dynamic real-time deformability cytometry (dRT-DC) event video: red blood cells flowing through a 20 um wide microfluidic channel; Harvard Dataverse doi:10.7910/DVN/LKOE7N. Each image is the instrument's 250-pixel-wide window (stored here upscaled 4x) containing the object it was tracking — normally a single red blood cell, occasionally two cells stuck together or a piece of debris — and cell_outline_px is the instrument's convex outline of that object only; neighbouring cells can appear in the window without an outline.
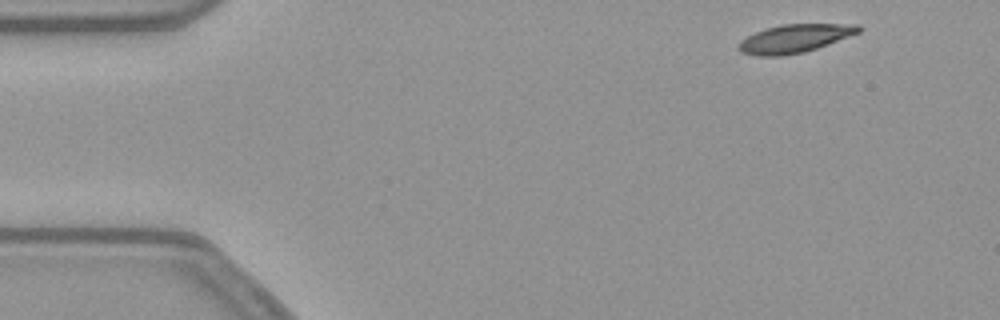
{"species": "common noctule bat (a hibernating species)", "species_latin": "Nyctalus noctula", "temperature_condition": "warm", "stored_images_in_passage": 51, "camera_frame_rate_fps": 3000, "um_per_image_px": 0.085, "animal": {"sex": "female", "body_mass_g": 21.9}, "frame": {"image": 1, "passage_image": 2, "time_ms": 0.333, "image_size_px": [1000, 320], "cell_outline_px": [[860, 32], [828, 44], [804, 52], [780, 56], [756, 56], [740, 52], [736, 48], [740, 40], [764, 28], [780, 24], [860, 24]], "centroid_in_image_um": [67.5, 3.27], "position_along_channel_um": 17.5, "area_um2": 19.83}}
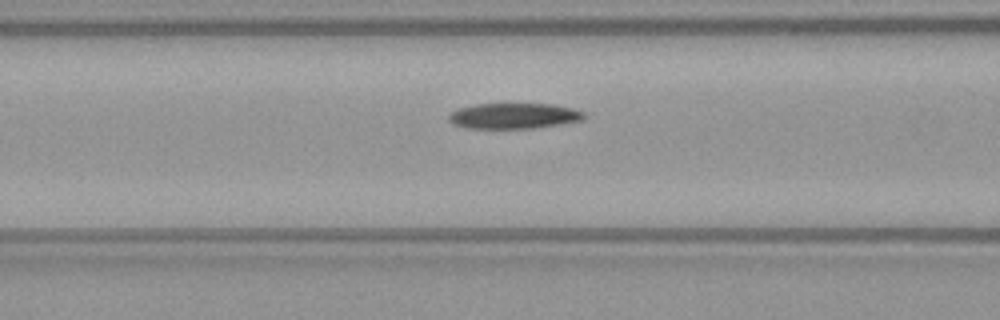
{"frame": {"image": 2, "passage_image": 18, "time_ms": 5.667, "image_size_px": [1000, 320], "cell_outline_px": [[588, 116], [580, 120], [560, 124], [536, 128], [468, 128], [452, 124], [448, 120], [448, 112], [456, 108], [476, 104], [552, 104], [572, 108], [584, 112]], "centroid_in_image_um": [43.63, 9.85], "position_along_channel_um": 123.0, "area_um2": 20.35}}
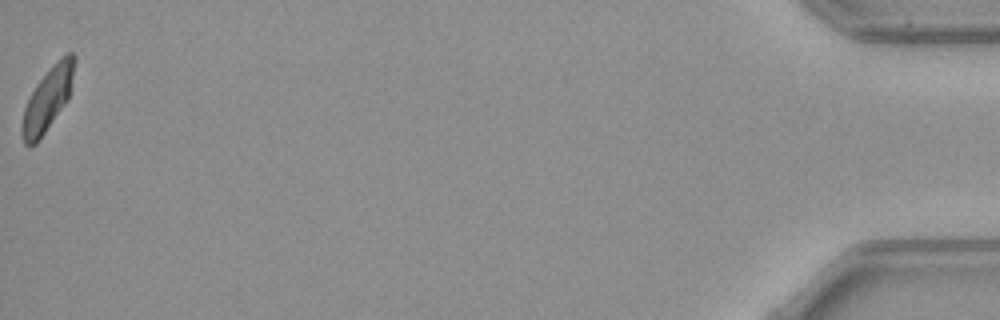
{"frame": {"image": 3, "passage_image": 51, "time_ms": 16.667, "image_size_px": [1000, 320], "cell_outline_px": [[76, 60], [68, 100], [40, 140], [36, 144], [24, 144], [20, 128], [24, 108], [36, 84], [68, 52], [72, 52], [76, 56]], "centroid_in_image_um": [4.05, 8.49], "position_along_channel_um": 431.2, "area_um2": 18.9}, "authors_computed_cell_mechanics": {"area_um2": 20.519, "velocity_mm_per_s": 3.7844, "shape_relaxation_time_tau1_ms": null, "shape_relaxation_time_tau2_ms": 7.518, "deformation_change_tau1": null, "deformation_change_tau2": 0.1633}}